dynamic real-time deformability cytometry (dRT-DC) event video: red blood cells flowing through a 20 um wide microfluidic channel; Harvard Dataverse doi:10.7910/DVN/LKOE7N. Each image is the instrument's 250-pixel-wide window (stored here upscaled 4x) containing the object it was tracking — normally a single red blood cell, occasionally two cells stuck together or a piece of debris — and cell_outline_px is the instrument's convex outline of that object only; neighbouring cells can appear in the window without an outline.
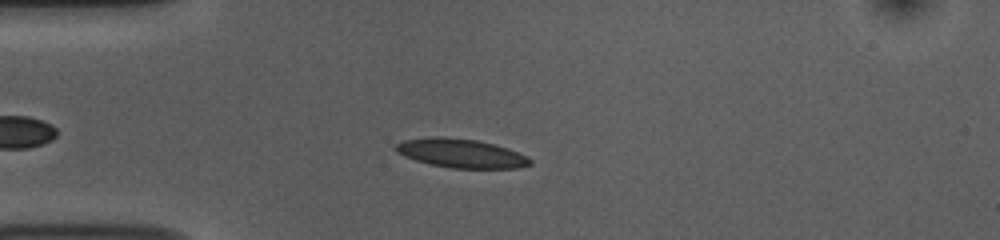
{"species": "common noctule bat (a hibernating species)", "species_latin": "Nyctalus noctula", "temperature_condition": "room temperature", "stored_images_in_passage": 47, "camera_frame_rate_fps": 3000, "um_per_image_px": 0.085, "animal": {"sex": "female", "body_mass_g": 10.0, "forearm_length_mm": 53.1}, "frame": {"image": 1, "passage_image": 11, "time_ms": 3.333, "image_size_px": [1000, 240], "cell_outline_px": [[532, 164], [520, 168], [452, 168], [432, 164], [416, 160], [404, 156], [396, 152], [396, 144], [404, 140], [432, 136], [444, 136], [476, 140], [508, 148], [528, 156], [532, 160]], "centroid_in_image_um": [39.22, 13.02], "position_along_channel_um": 45.8, "area_um2": 22.6}}
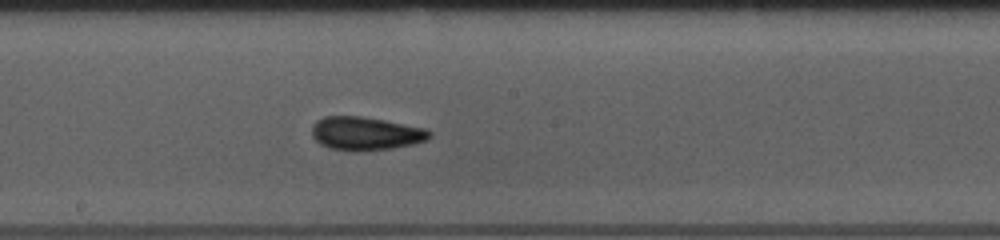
{"frame": {"image": 2, "passage_image": 26, "time_ms": 8.333, "image_size_px": [1000, 240], "cell_outline_px": [[432, 132], [428, 140], [412, 144], [392, 148], [328, 148], [320, 144], [312, 136], [312, 124], [316, 120], [324, 116], [360, 116], [384, 120], [424, 128]], "centroid_in_image_um": [31.07, 11.3], "position_along_channel_um": 217.1, "area_um2": 22.08}}
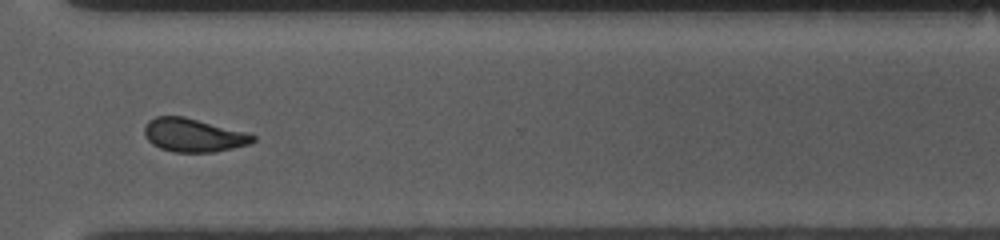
{"frame": {"image": 3, "passage_image": 37, "time_ms": 12.0, "image_size_px": [1000, 240], "cell_outline_px": [[256, 140], [248, 144], [232, 148], [212, 152], [172, 152], [160, 148], [152, 144], [148, 140], [144, 132], [144, 128], [148, 120], [156, 116], [184, 116], [244, 132], [256, 136]], "centroid_in_image_um": [16.4, 11.49], "position_along_channel_um": 354.2, "area_um2": 20.92}, "authors_computed_cell_mechanics": {"area_um2": 21.6172, "velocity_mm_per_s": 3.7353, "shape_relaxation_time_tau1_ms": 3.544, "shape_relaxation_time_tau2_ms": 2.18, "deformation_change_tau1": 0.1182, "deformation_change_tau2": 0.0782}}